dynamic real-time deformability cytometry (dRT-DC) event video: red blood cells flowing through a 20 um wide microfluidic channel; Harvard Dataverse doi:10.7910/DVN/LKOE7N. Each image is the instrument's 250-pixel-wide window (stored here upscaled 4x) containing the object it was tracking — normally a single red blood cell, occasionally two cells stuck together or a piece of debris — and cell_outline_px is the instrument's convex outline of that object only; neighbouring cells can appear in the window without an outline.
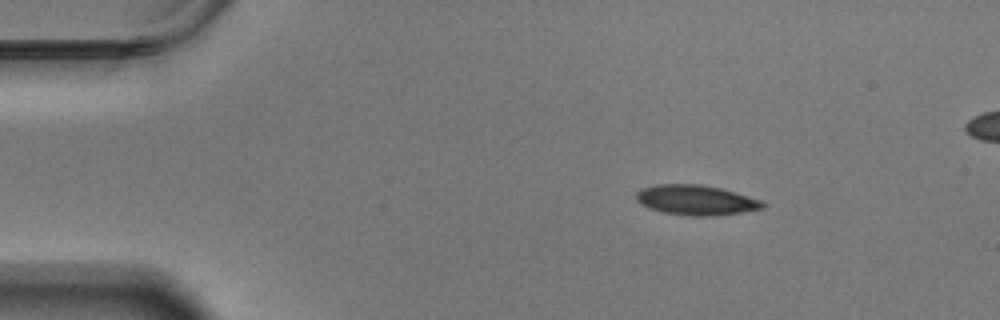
{"species": "Egyptian fruit bat (a non-hibernating species)", "species_latin": "Rousettus aegyptiacus", "temperature_condition": "warm", "stored_images_in_passage": 49, "camera_frame_rate_fps": 3000, "um_per_image_px": 0.085, "animal": {"sex": "male"}, "frame": {"image": 1, "passage_image": 1, "time_ms": 0.0, "image_size_px": [1000, 320], "cell_outline_px": [[764, 208], [744, 212], [712, 216], [692, 216], [664, 212], [640, 204], [636, 200], [636, 192], [640, 188], [656, 184], [700, 184], [720, 188], [760, 200], [764, 204]], "centroid_in_image_um": [59.12, 17.0], "position_along_channel_um": 25.9, "area_um2": 21.96}}
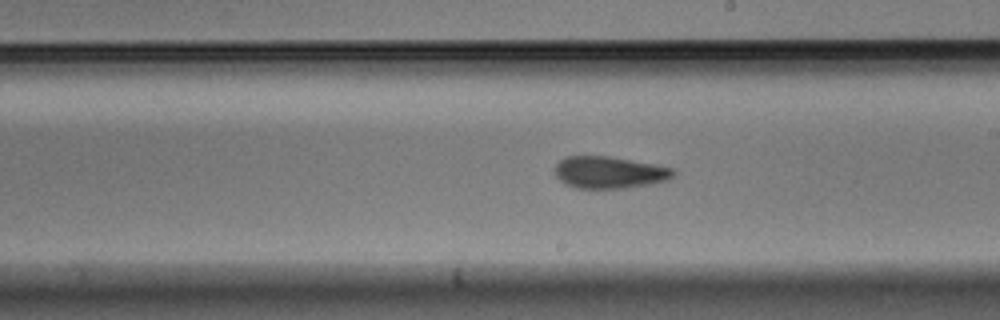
{"frame": {"image": 2, "passage_image": 25, "time_ms": 8.0, "image_size_px": [1000, 320], "cell_outline_px": [[676, 172], [668, 180], [652, 184], [624, 188], [572, 188], [564, 184], [552, 172], [552, 168], [560, 160], [568, 156], [608, 156], [652, 164], [672, 168]], "centroid_in_image_um": [51.73, 14.66], "position_along_channel_um": 237.3, "area_um2": 22.2}}
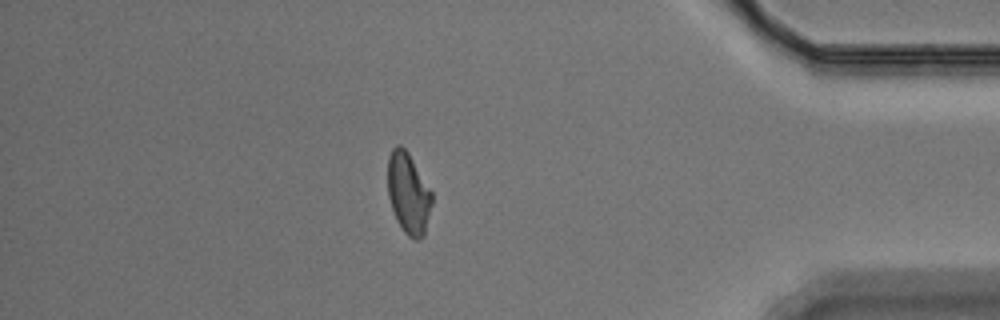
{"frame": {"image": 3, "passage_image": 42, "time_ms": 13.667, "image_size_px": [1000, 320], "cell_outline_px": [[432, 204], [424, 236], [420, 240], [416, 240], [408, 236], [404, 232], [396, 220], [388, 196], [388, 156], [392, 148], [396, 144], [400, 144], [408, 152], [432, 192]], "centroid_in_image_um": [34.71, 16.44], "position_along_channel_um": 400.5, "area_um2": 20.98}}